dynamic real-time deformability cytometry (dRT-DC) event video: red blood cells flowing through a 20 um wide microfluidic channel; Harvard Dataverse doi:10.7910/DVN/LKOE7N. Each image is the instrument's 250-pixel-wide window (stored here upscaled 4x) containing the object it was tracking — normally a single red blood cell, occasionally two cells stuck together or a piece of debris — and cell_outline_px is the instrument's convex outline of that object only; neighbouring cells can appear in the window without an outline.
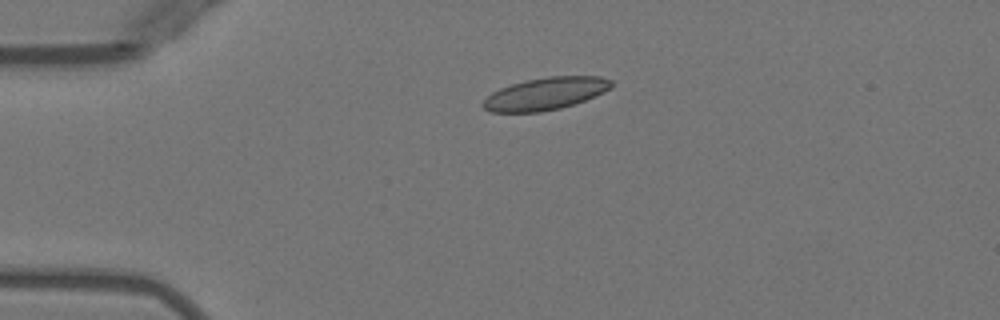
{"species": "Egyptian fruit bat (a non-hibernating species)", "species_latin": "Rousettus aegyptiacus", "temperature_condition": "warm", "stored_images_in_passage": 40, "camera_frame_rate_fps": 3000, "um_per_image_px": 0.085, "animal": {"sex": "female"}, "frame": {"image": 1, "passage_image": 1, "time_ms": 0.0, "image_size_px": [1000, 320], "cell_outline_px": [[612, 88], [584, 100], [560, 108], [540, 112], [492, 112], [484, 108], [480, 104], [492, 92], [500, 88], [524, 80], [548, 76], [600, 76], [612, 80]], "centroid_in_image_um": [46.35, 7.95], "position_along_channel_um": 38.7, "area_um2": 24.1}}
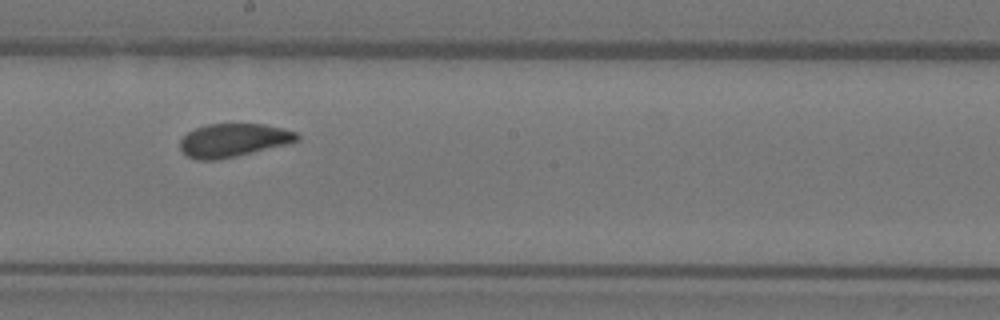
{"frame": {"image": 2, "passage_image": 18, "time_ms": 5.667, "image_size_px": [1000, 320], "cell_outline_px": [[300, 140], [288, 144], [216, 160], [196, 160], [188, 156], [180, 148], [180, 140], [188, 132], [196, 128], [208, 124], [264, 124], [284, 128], [296, 132], [300, 136]], "centroid_in_image_um": [19.86, 11.91], "position_along_channel_um": 228.3, "area_um2": 22.6}}
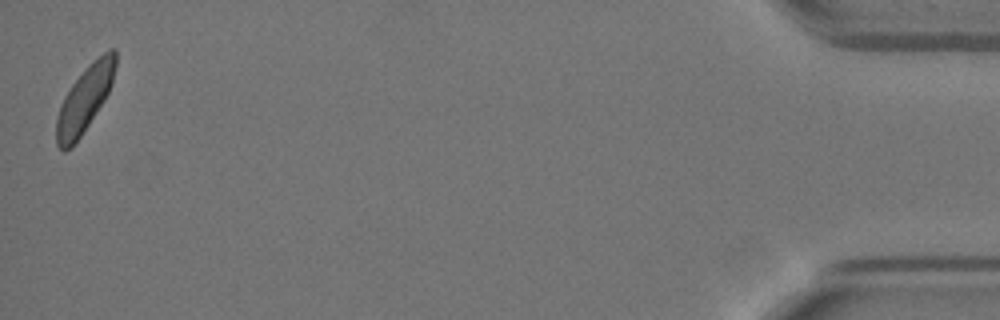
{"frame": {"image": 3, "passage_image": 40, "time_ms": 13.0, "image_size_px": [1000, 320], "cell_outline_px": [[116, 64], [112, 84], [104, 100], [72, 148], [64, 152], [56, 144], [56, 116], [60, 104], [64, 96], [72, 84], [88, 64], [92, 60], [108, 48], [112, 48], [116, 52]], "centroid_in_image_um": [7.18, 8.41], "position_along_channel_um": 428.0, "area_um2": 22.66}, "authors_computed_cell_mechanics": {"area_um2": 23.3512, "velocity_mm_per_s": 3.948, "shape_relaxation_time_tau1_ms": 3.0346, "shape_relaxation_time_tau2_ms": 1.7679, "deformation_change_tau1": 0.0979, "deformation_change_tau2": 0.064}}